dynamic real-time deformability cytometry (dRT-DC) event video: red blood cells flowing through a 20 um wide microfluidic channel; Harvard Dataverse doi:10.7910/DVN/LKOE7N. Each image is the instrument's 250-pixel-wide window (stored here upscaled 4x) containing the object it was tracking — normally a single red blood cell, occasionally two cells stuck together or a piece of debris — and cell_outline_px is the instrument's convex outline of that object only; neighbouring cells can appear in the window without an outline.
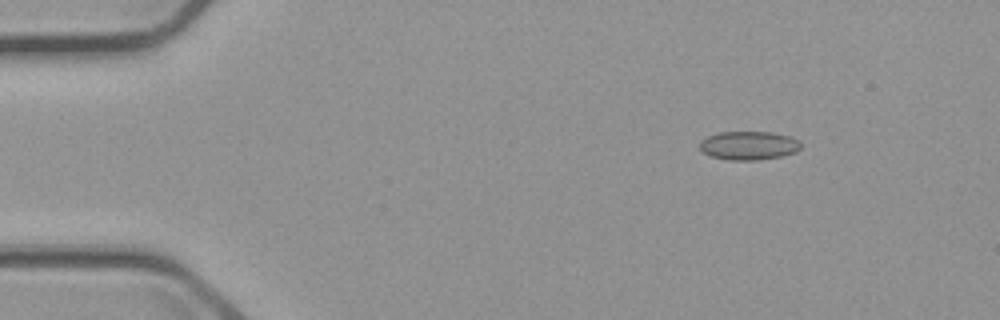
{"species": "common noctule bat (a hibernating species)", "species_latin": "Nyctalus noctula", "temperature_condition": "cold", "stored_images_in_passage": 6, "camera_frame_rate_fps": 3000, "um_per_image_px": 0.085, "animal": {"sex": "male", "body_mass_g": 23.1, "forearm_length_mm": 52.7}, "frame": {"image": 1, "passage_image": 3, "time_ms": 2.0, "image_size_px": [1000, 320], "cell_outline_px": [[800, 148], [796, 152], [780, 156], [756, 160], [728, 160], [712, 156], [704, 152], [700, 148], [700, 140], [708, 136], [720, 132], [772, 132], [788, 136], [800, 140]], "centroid_in_image_um": [63.65, 12.36], "position_along_channel_um": 21.4, "area_um2": 16.76}}
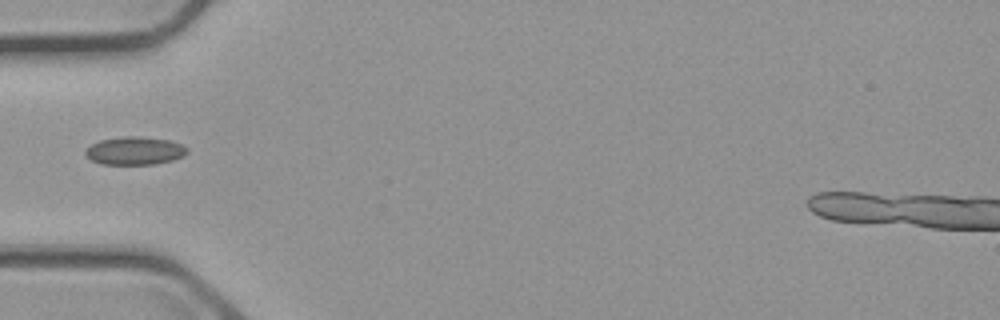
{"frame": {"image": 2, "passage_image": 6, "time_ms": 5.667, "image_size_px": [1000, 320], "cell_outline_px": [[188, 152], [184, 156], [172, 160], [152, 164], [100, 164], [92, 160], [84, 152], [92, 144], [100, 140], [124, 136], [140, 136], [168, 140], [180, 144], [188, 148]], "centroid_in_image_um": [11.47, 12.81], "position_along_channel_um": 73.5, "area_um2": 16.47}}